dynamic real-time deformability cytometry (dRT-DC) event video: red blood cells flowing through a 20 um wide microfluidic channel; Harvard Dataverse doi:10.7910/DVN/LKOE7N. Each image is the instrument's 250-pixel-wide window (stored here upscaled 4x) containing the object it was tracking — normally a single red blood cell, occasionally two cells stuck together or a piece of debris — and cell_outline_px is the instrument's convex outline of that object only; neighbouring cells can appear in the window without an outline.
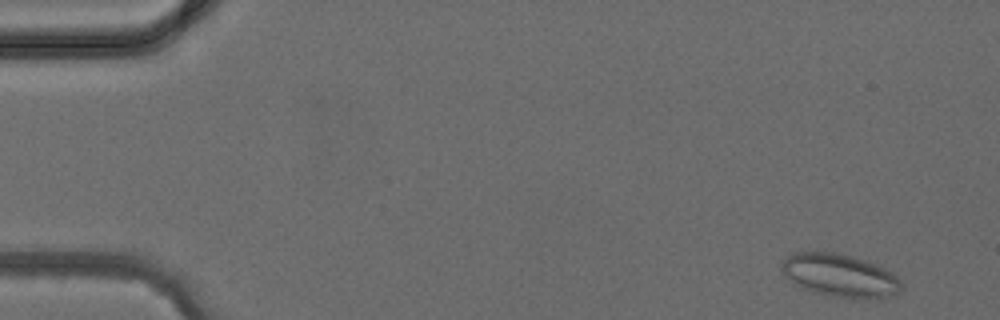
{"species": "common noctule bat (a hibernating species)", "species_latin": "Nyctalus noctula", "temperature_condition": "cold", "stored_images_in_passage": 3, "camera_frame_rate_fps": 3000, "um_per_image_px": 0.085, "animal": {"sex": "female", "body_mass_g": 24.6, "forearm_length_mm": 56.2}, "frame": {"image": 1, "passage_image": 1, "time_ms": 0.0, "image_size_px": [1000, 320], "cell_outline_px": [[900, 292], [888, 296], [832, 296], [804, 288], [796, 284], [784, 276], [780, 268], [780, 264], [792, 252], [836, 252], [852, 256], [876, 264], [892, 272], [900, 280]], "centroid_in_image_um": [71.33, 23.36], "position_along_channel_um": 13.7, "area_um2": 29.13}}